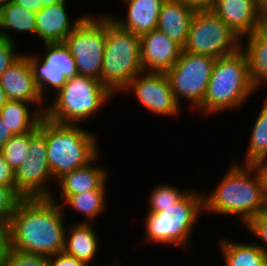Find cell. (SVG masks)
I'll list each match as a JSON object with an SVG mask.
<instances>
[{
	"label": "cell",
	"mask_w": 267,
	"mask_h": 266,
	"mask_svg": "<svg viewBox=\"0 0 267 266\" xmlns=\"http://www.w3.org/2000/svg\"><path fill=\"white\" fill-rule=\"evenodd\" d=\"M65 212L51 198H22L10 219L12 249L47 257L64 251Z\"/></svg>",
	"instance_id": "cell-1"
},
{
	"label": "cell",
	"mask_w": 267,
	"mask_h": 266,
	"mask_svg": "<svg viewBox=\"0 0 267 266\" xmlns=\"http://www.w3.org/2000/svg\"><path fill=\"white\" fill-rule=\"evenodd\" d=\"M229 166L212 192H202L204 212L223 217L238 216L244 225L252 217L266 212L267 199L259 174L252 165L234 161Z\"/></svg>",
	"instance_id": "cell-2"
},
{
	"label": "cell",
	"mask_w": 267,
	"mask_h": 266,
	"mask_svg": "<svg viewBox=\"0 0 267 266\" xmlns=\"http://www.w3.org/2000/svg\"><path fill=\"white\" fill-rule=\"evenodd\" d=\"M38 130L45 136L48 164L55 182L64 174L86 166L101 152L98 134L90 128L56 123L43 116Z\"/></svg>",
	"instance_id": "cell-3"
},
{
	"label": "cell",
	"mask_w": 267,
	"mask_h": 266,
	"mask_svg": "<svg viewBox=\"0 0 267 266\" xmlns=\"http://www.w3.org/2000/svg\"><path fill=\"white\" fill-rule=\"evenodd\" d=\"M254 92L257 90L250 78L247 58L239 49L234 54L216 59L205 97L195 110L203 116L238 111Z\"/></svg>",
	"instance_id": "cell-4"
},
{
	"label": "cell",
	"mask_w": 267,
	"mask_h": 266,
	"mask_svg": "<svg viewBox=\"0 0 267 266\" xmlns=\"http://www.w3.org/2000/svg\"><path fill=\"white\" fill-rule=\"evenodd\" d=\"M202 212L203 193L192 189L179 202L162 208V211L146 213L145 236L141 241L187 250Z\"/></svg>",
	"instance_id": "cell-5"
},
{
	"label": "cell",
	"mask_w": 267,
	"mask_h": 266,
	"mask_svg": "<svg viewBox=\"0 0 267 266\" xmlns=\"http://www.w3.org/2000/svg\"><path fill=\"white\" fill-rule=\"evenodd\" d=\"M114 95L91 77L76 75L47 101L44 116L56 123L80 125L96 117L107 101ZM110 99V100H109Z\"/></svg>",
	"instance_id": "cell-6"
},
{
	"label": "cell",
	"mask_w": 267,
	"mask_h": 266,
	"mask_svg": "<svg viewBox=\"0 0 267 266\" xmlns=\"http://www.w3.org/2000/svg\"><path fill=\"white\" fill-rule=\"evenodd\" d=\"M101 83L115 96L143 72L139 36L122 29L107 15Z\"/></svg>",
	"instance_id": "cell-7"
},
{
	"label": "cell",
	"mask_w": 267,
	"mask_h": 266,
	"mask_svg": "<svg viewBox=\"0 0 267 266\" xmlns=\"http://www.w3.org/2000/svg\"><path fill=\"white\" fill-rule=\"evenodd\" d=\"M107 35V14H88L64 43L74 57L78 75L100 80Z\"/></svg>",
	"instance_id": "cell-8"
},
{
	"label": "cell",
	"mask_w": 267,
	"mask_h": 266,
	"mask_svg": "<svg viewBox=\"0 0 267 266\" xmlns=\"http://www.w3.org/2000/svg\"><path fill=\"white\" fill-rule=\"evenodd\" d=\"M240 49V39L210 11H196L182 51L220 58Z\"/></svg>",
	"instance_id": "cell-9"
},
{
	"label": "cell",
	"mask_w": 267,
	"mask_h": 266,
	"mask_svg": "<svg viewBox=\"0 0 267 266\" xmlns=\"http://www.w3.org/2000/svg\"><path fill=\"white\" fill-rule=\"evenodd\" d=\"M216 58L182 51L176 63L166 72L177 102L188 101L190 109L202 103ZM181 99V100H180Z\"/></svg>",
	"instance_id": "cell-10"
},
{
	"label": "cell",
	"mask_w": 267,
	"mask_h": 266,
	"mask_svg": "<svg viewBox=\"0 0 267 266\" xmlns=\"http://www.w3.org/2000/svg\"><path fill=\"white\" fill-rule=\"evenodd\" d=\"M44 52L23 54L31 65L34 82L45 102L55 95L70 79L76 75L74 57L65 43H45ZM52 92V94H50ZM49 95V96H48Z\"/></svg>",
	"instance_id": "cell-11"
},
{
	"label": "cell",
	"mask_w": 267,
	"mask_h": 266,
	"mask_svg": "<svg viewBox=\"0 0 267 266\" xmlns=\"http://www.w3.org/2000/svg\"><path fill=\"white\" fill-rule=\"evenodd\" d=\"M28 157L15 171V192L21 198H51L53 179L45 136L38 130L31 138ZM49 181V182H48Z\"/></svg>",
	"instance_id": "cell-12"
},
{
	"label": "cell",
	"mask_w": 267,
	"mask_h": 266,
	"mask_svg": "<svg viewBox=\"0 0 267 266\" xmlns=\"http://www.w3.org/2000/svg\"><path fill=\"white\" fill-rule=\"evenodd\" d=\"M130 92L143 108L156 116H181L182 107L175 99L165 72H141L129 82L121 93Z\"/></svg>",
	"instance_id": "cell-13"
},
{
	"label": "cell",
	"mask_w": 267,
	"mask_h": 266,
	"mask_svg": "<svg viewBox=\"0 0 267 266\" xmlns=\"http://www.w3.org/2000/svg\"><path fill=\"white\" fill-rule=\"evenodd\" d=\"M0 85L8 100L31 103L44 116L47 103L38 91L31 65L24 54L1 75Z\"/></svg>",
	"instance_id": "cell-14"
},
{
	"label": "cell",
	"mask_w": 267,
	"mask_h": 266,
	"mask_svg": "<svg viewBox=\"0 0 267 266\" xmlns=\"http://www.w3.org/2000/svg\"><path fill=\"white\" fill-rule=\"evenodd\" d=\"M142 69L167 72L179 59L182 47L159 29L139 36Z\"/></svg>",
	"instance_id": "cell-15"
},
{
	"label": "cell",
	"mask_w": 267,
	"mask_h": 266,
	"mask_svg": "<svg viewBox=\"0 0 267 266\" xmlns=\"http://www.w3.org/2000/svg\"><path fill=\"white\" fill-rule=\"evenodd\" d=\"M211 11L238 36L255 33L263 13L257 0H215Z\"/></svg>",
	"instance_id": "cell-16"
},
{
	"label": "cell",
	"mask_w": 267,
	"mask_h": 266,
	"mask_svg": "<svg viewBox=\"0 0 267 266\" xmlns=\"http://www.w3.org/2000/svg\"><path fill=\"white\" fill-rule=\"evenodd\" d=\"M100 153L86 166L70 171L60 177L56 183L59 192V200L55 199L57 194L54 192L51 199L60 203L69 195L79 194L87 191H107V182L109 180V171L102 166L96 165Z\"/></svg>",
	"instance_id": "cell-17"
},
{
	"label": "cell",
	"mask_w": 267,
	"mask_h": 266,
	"mask_svg": "<svg viewBox=\"0 0 267 266\" xmlns=\"http://www.w3.org/2000/svg\"><path fill=\"white\" fill-rule=\"evenodd\" d=\"M65 3L43 7L36 13V36L45 43H64L69 34L88 15L71 19ZM73 20V21H72Z\"/></svg>",
	"instance_id": "cell-18"
},
{
	"label": "cell",
	"mask_w": 267,
	"mask_h": 266,
	"mask_svg": "<svg viewBox=\"0 0 267 266\" xmlns=\"http://www.w3.org/2000/svg\"><path fill=\"white\" fill-rule=\"evenodd\" d=\"M127 6L125 18L108 16L122 29L141 36L157 29L158 18L164 0H122Z\"/></svg>",
	"instance_id": "cell-19"
},
{
	"label": "cell",
	"mask_w": 267,
	"mask_h": 266,
	"mask_svg": "<svg viewBox=\"0 0 267 266\" xmlns=\"http://www.w3.org/2000/svg\"><path fill=\"white\" fill-rule=\"evenodd\" d=\"M194 14L195 11L180 0H164L157 29L183 48Z\"/></svg>",
	"instance_id": "cell-20"
},
{
	"label": "cell",
	"mask_w": 267,
	"mask_h": 266,
	"mask_svg": "<svg viewBox=\"0 0 267 266\" xmlns=\"http://www.w3.org/2000/svg\"><path fill=\"white\" fill-rule=\"evenodd\" d=\"M69 226L65 232L64 251L88 266H92L90 264L94 263L96 257L99 256L100 247V240H98L99 237L93 224L77 222Z\"/></svg>",
	"instance_id": "cell-21"
},
{
	"label": "cell",
	"mask_w": 267,
	"mask_h": 266,
	"mask_svg": "<svg viewBox=\"0 0 267 266\" xmlns=\"http://www.w3.org/2000/svg\"><path fill=\"white\" fill-rule=\"evenodd\" d=\"M240 50L247 58L254 88L264 90L262 86L267 85V42L255 32L240 39Z\"/></svg>",
	"instance_id": "cell-22"
},
{
	"label": "cell",
	"mask_w": 267,
	"mask_h": 266,
	"mask_svg": "<svg viewBox=\"0 0 267 266\" xmlns=\"http://www.w3.org/2000/svg\"><path fill=\"white\" fill-rule=\"evenodd\" d=\"M221 237L218 246L225 266H267V256L256 244Z\"/></svg>",
	"instance_id": "cell-23"
},
{
	"label": "cell",
	"mask_w": 267,
	"mask_h": 266,
	"mask_svg": "<svg viewBox=\"0 0 267 266\" xmlns=\"http://www.w3.org/2000/svg\"><path fill=\"white\" fill-rule=\"evenodd\" d=\"M10 30L36 35V13L9 0L0 8V38L16 42Z\"/></svg>",
	"instance_id": "cell-24"
},
{
	"label": "cell",
	"mask_w": 267,
	"mask_h": 266,
	"mask_svg": "<svg viewBox=\"0 0 267 266\" xmlns=\"http://www.w3.org/2000/svg\"><path fill=\"white\" fill-rule=\"evenodd\" d=\"M0 117L13 135H22L31 132L43 115L31 103L8 100L0 109Z\"/></svg>",
	"instance_id": "cell-25"
},
{
	"label": "cell",
	"mask_w": 267,
	"mask_h": 266,
	"mask_svg": "<svg viewBox=\"0 0 267 266\" xmlns=\"http://www.w3.org/2000/svg\"><path fill=\"white\" fill-rule=\"evenodd\" d=\"M107 191H87L79 194L69 195L63 203H59L65 211L66 207L84 216L80 223H93L107 206ZM86 218V219H85ZM90 221V222H89Z\"/></svg>",
	"instance_id": "cell-26"
},
{
	"label": "cell",
	"mask_w": 267,
	"mask_h": 266,
	"mask_svg": "<svg viewBox=\"0 0 267 266\" xmlns=\"http://www.w3.org/2000/svg\"><path fill=\"white\" fill-rule=\"evenodd\" d=\"M255 118L243 165H253L256 161L267 158V96Z\"/></svg>",
	"instance_id": "cell-27"
},
{
	"label": "cell",
	"mask_w": 267,
	"mask_h": 266,
	"mask_svg": "<svg viewBox=\"0 0 267 266\" xmlns=\"http://www.w3.org/2000/svg\"><path fill=\"white\" fill-rule=\"evenodd\" d=\"M38 131V125L31 131L22 135H13L3 146L0 152L6 162L15 172L28 157L30 138Z\"/></svg>",
	"instance_id": "cell-28"
},
{
	"label": "cell",
	"mask_w": 267,
	"mask_h": 266,
	"mask_svg": "<svg viewBox=\"0 0 267 266\" xmlns=\"http://www.w3.org/2000/svg\"><path fill=\"white\" fill-rule=\"evenodd\" d=\"M185 190V191H184ZM190 189H183L182 191L172 184H158L154 187L148 195L149 212H159L162 208L171 206L179 202Z\"/></svg>",
	"instance_id": "cell-29"
},
{
	"label": "cell",
	"mask_w": 267,
	"mask_h": 266,
	"mask_svg": "<svg viewBox=\"0 0 267 266\" xmlns=\"http://www.w3.org/2000/svg\"><path fill=\"white\" fill-rule=\"evenodd\" d=\"M247 228L252 239H259L261 242H252L256 244L267 256V213L256 215L249 219L244 228Z\"/></svg>",
	"instance_id": "cell-30"
},
{
	"label": "cell",
	"mask_w": 267,
	"mask_h": 266,
	"mask_svg": "<svg viewBox=\"0 0 267 266\" xmlns=\"http://www.w3.org/2000/svg\"><path fill=\"white\" fill-rule=\"evenodd\" d=\"M0 266H50L48 257L11 250Z\"/></svg>",
	"instance_id": "cell-31"
},
{
	"label": "cell",
	"mask_w": 267,
	"mask_h": 266,
	"mask_svg": "<svg viewBox=\"0 0 267 266\" xmlns=\"http://www.w3.org/2000/svg\"><path fill=\"white\" fill-rule=\"evenodd\" d=\"M17 47L16 42L0 38V77L23 55L22 50L17 51Z\"/></svg>",
	"instance_id": "cell-32"
},
{
	"label": "cell",
	"mask_w": 267,
	"mask_h": 266,
	"mask_svg": "<svg viewBox=\"0 0 267 266\" xmlns=\"http://www.w3.org/2000/svg\"><path fill=\"white\" fill-rule=\"evenodd\" d=\"M21 199L12 188L0 186V219L10 220Z\"/></svg>",
	"instance_id": "cell-33"
},
{
	"label": "cell",
	"mask_w": 267,
	"mask_h": 266,
	"mask_svg": "<svg viewBox=\"0 0 267 266\" xmlns=\"http://www.w3.org/2000/svg\"><path fill=\"white\" fill-rule=\"evenodd\" d=\"M10 220L0 219V265L11 252Z\"/></svg>",
	"instance_id": "cell-34"
},
{
	"label": "cell",
	"mask_w": 267,
	"mask_h": 266,
	"mask_svg": "<svg viewBox=\"0 0 267 266\" xmlns=\"http://www.w3.org/2000/svg\"><path fill=\"white\" fill-rule=\"evenodd\" d=\"M48 261L50 266H88L83 261H80L76 257L67 254L65 251H61L55 255L49 256ZM117 265H119L117 260L115 263L110 264V266Z\"/></svg>",
	"instance_id": "cell-35"
},
{
	"label": "cell",
	"mask_w": 267,
	"mask_h": 266,
	"mask_svg": "<svg viewBox=\"0 0 267 266\" xmlns=\"http://www.w3.org/2000/svg\"><path fill=\"white\" fill-rule=\"evenodd\" d=\"M0 186L12 188L15 191V172L6 162L0 152Z\"/></svg>",
	"instance_id": "cell-36"
},
{
	"label": "cell",
	"mask_w": 267,
	"mask_h": 266,
	"mask_svg": "<svg viewBox=\"0 0 267 266\" xmlns=\"http://www.w3.org/2000/svg\"><path fill=\"white\" fill-rule=\"evenodd\" d=\"M190 9L196 11H210L215 3V0H180Z\"/></svg>",
	"instance_id": "cell-37"
},
{
	"label": "cell",
	"mask_w": 267,
	"mask_h": 266,
	"mask_svg": "<svg viewBox=\"0 0 267 266\" xmlns=\"http://www.w3.org/2000/svg\"><path fill=\"white\" fill-rule=\"evenodd\" d=\"M252 166L256 169L257 173L259 174L264 195L267 199V158L256 161Z\"/></svg>",
	"instance_id": "cell-38"
},
{
	"label": "cell",
	"mask_w": 267,
	"mask_h": 266,
	"mask_svg": "<svg viewBox=\"0 0 267 266\" xmlns=\"http://www.w3.org/2000/svg\"><path fill=\"white\" fill-rule=\"evenodd\" d=\"M15 4L22 6L23 8L37 13L41 10V0H12Z\"/></svg>",
	"instance_id": "cell-39"
},
{
	"label": "cell",
	"mask_w": 267,
	"mask_h": 266,
	"mask_svg": "<svg viewBox=\"0 0 267 266\" xmlns=\"http://www.w3.org/2000/svg\"><path fill=\"white\" fill-rule=\"evenodd\" d=\"M12 136L13 134L8 130L7 126L0 117V150L11 139Z\"/></svg>",
	"instance_id": "cell-40"
},
{
	"label": "cell",
	"mask_w": 267,
	"mask_h": 266,
	"mask_svg": "<svg viewBox=\"0 0 267 266\" xmlns=\"http://www.w3.org/2000/svg\"><path fill=\"white\" fill-rule=\"evenodd\" d=\"M256 33L267 42V12H263Z\"/></svg>",
	"instance_id": "cell-41"
},
{
	"label": "cell",
	"mask_w": 267,
	"mask_h": 266,
	"mask_svg": "<svg viewBox=\"0 0 267 266\" xmlns=\"http://www.w3.org/2000/svg\"><path fill=\"white\" fill-rule=\"evenodd\" d=\"M68 2L67 0H41V9L51 5Z\"/></svg>",
	"instance_id": "cell-42"
},
{
	"label": "cell",
	"mask_w": 267,
	"mask_h": 266,
	"mask_svg": "<svg viewBox=\"0 0 267 266\" xmlns=\"http://www.w3.org/2000/svg\"><path fill=\"white\" fill-rule=\"evenodd\" d=\"M8 101L5 91L2 89L1 85H0V109L6 104V102Z\"/></svg>",
	"instance_id": "cell-43"
},
{
	"label": "cell",
	"mask_w": 267,
	"mask_h": 266,
	"mask_svg": "<svg viewBox=\"0 0 267 266\" xmlns=\"http://www.w3.org/2000/svg\"><path fill=\"white\" fill-rule=\"evenodd\" d=\"M257 3L263 12H267V0H257Z\"/></svg>",
	"instance_id": "cell-44"
},
{
	"label": "cell",
	"mask_w": 267,
	"mask_h": 266,
	"mask_svg": "<svg viewBox=\"0 0 267 266\" xmlns=\"http://www.w3.org/2000/svg\"><path fill=\"white\" fill-rule=\"evenodd\" d=\"M9 0H0V8L5 5Z\"/></svg>",
	"instance_id": "cell-45"
}]
</instances>
